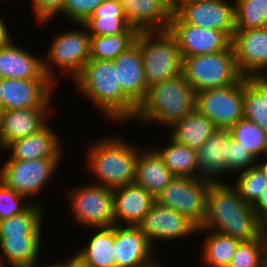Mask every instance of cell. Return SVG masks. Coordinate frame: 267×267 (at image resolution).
Masks as SVG:
<instances>
[{
  "mask_svg": "<svg viewBox=\"0 0 267 267\" xmlns=\"http://www.w3.org/2000/svg\"><path fill=\"white\" fill-rule=\"evenodd\" d=\"M199 228L250 241L265 232V223L253 205L245 203L231 184L217 182L209 185L206 214Z\"/></svg>",
  "mask_w": 267,
  "mask_h": 267,
  "instance_id": "obj_1",
  "label": "cell"
},
{
  "mask_svg": "<svg viewBox=\"0 0 267 267\" xmlns=\"http://www.w3.org/2000/svg\"><path fill=\"white\" fill-rule=\"evenodd\" d=\"M82 96H86L106 121L128 124L134 119L138 106L118 85L117 67L113 60L89 59L81 73L72 80Z\"/></svg>",
  "mask_w": 267,
  "mask_h": 267,
  "instance_id": "obj_2",
  "label": "cell"
},
{
  "mask_svg": "<svg viewBox=\"0 0 267 267\" xmlns=\"http://www.w3.org/2000/svg\"><path fill=\"white\" fill-rule=\"evenodd\" d=\"M125 138L109 135L88 144L86 167L97 185L116 189L134 183L140 146Z\"/></svg>",
  "mask_w": 267,
  "mask_h": 267,
  "instance_id": "obj_3",
  "label": "cell"
},
{
  "mask_svg": "<svg viewBox=\"0 0 267 267\" xmlns=\"http://www.w3.org/2000/svg\"><path fill=\"white\" fill-rule=\"evenodd\" d=\"M196 92L183 73L148 88L134 119L143 123L161 124L169 129L195 110Z\"/></svg>",
  "mask_w": 267,
  "mask_h": 267,
  "instance_id": "obj_4",
  "label": "cell"
},
{
  "mask_svg": "<svg viewBox=\"0 0 267 267\" xmlns=\"http://www.w3.org/2000/svg\"><path fill=\"white\" fill-rule=\"evenodd\" d=\"M135 43L140 47L148 88L182 73L177 40L169 30L139 31Z\"/></svg>",
  "mask_w": 267,
  "mask_h": 267,
  "instance_id": "obj_5",
  "label": "cell"
},
{
  "mask_svg": "<svg viewBox=\"0 0 267 267\" xmlns=\"http://www.w3.org/2000/svg\"><path fill=\"white\" fill-rule=\"evenodd\" d=\"M182 73L196 93L233 85L243 77L237 68L232 46L213 54L185 57Z\"/></svg>",
  "mask_w": 267,
  "mask_h": 267,
  "instance_id": "obj_6",
  "label": "cell"
},
{
  "mask_svg": "<svg viewBox=\"0 0 267 267\" xmlns=\"http://www.w3.org/2000/svg\"><path fill=\"white\" fill-rule=\"evenodd\" d=\"M78 25L82 30L56 34L43 59L44 73L55 84L58 82L57 74L54 75L56 69L59 68L64 75L66 72L67 77L74 80L90 59V34L83 23H77V27Z\"/></svg>",
  "mask_w": 267,
  "mask_h": 267,
  "instance_id": "obj_7",
  "label": "cell"
},
{
  "mask_svg": "<svg viewBox=\"0 0 267 267\" xmlns=\"http://www.w3.org/2000/svg\"><path fill=\"white\" fill-rule=\"evenodd\" d=\"M77 187L67 191L69 210L76 225L83 228L115 225L113 189L96 182Z\"/></svg>",
  "mask_w": 267,
  "mask_h": 267,
  "instance_id": "obj_8",
  "label": "cell"
},
{
  "mask_svg": "<svg viewBox=\"0 0 267 267\" xmlns=\"http://www.w3.org/2000/svg\"><path fill=\"white\" fill-rule=\"evenodd\" d=\"M62 157L35 160H6L0 169V181L19 195L30 199L46 188L48 180L58 170Z\"/></svg>",
  "mask_w": 267,
  "mask_h": 267,
  "instance_id": "obj_9",
  "label": "cell"
},
{
  "mask_svg": "<svg viewBox=\"0 0 267 267\" xmlns=\"http://www.w3.org/2000/svg\"><path fill=\"white\" fill-rule=\"evenodd\" d=\"M210 183L201 178L174 177L155 196V202L184 215L199 228L206 214V196Z\"/></svg>",
  "mask_w": 267,
  "mask_h": 267,
  "instance_id": "obj_10",
  "label": "cell"
},
{
  "mask_svg": "<svg viewBox=\"0 0 267 267\" xmlns=\"http://www.w3.org/2000/svg\"><path fill=\"white\" fill-rule=\"evenodd\" d=\"M244 76L235 84L196 93L195 109L219 129H229L243 118Z\"/></svg>",
  "mask_w": 267,
  "mask_h": 267,
  "instance_id": "obj_11",
  "label": "cell"
},
{
  "mask_svg": "<svg viewBox=\"0 0 267 267\" xmlns=\"http://www.w3.org/2000/svg\"><path fill=\"white\" fill-rule=\"evenodd\" d=\"M177 40L182 60L185 57L213 54L231 47L232 39L223 31L185 24L175 13L168 29Z\"/></svg>",
  "mask_w": 267,
  "mask_h": 267,
  "instance_id": "obj_12",
  "label": "cell"
},
{
  "mask_svg": "<svg viewBox=\"0 0 267 267\" xmlns=\"http://www.w3.org/2000/svg\"><path fill=\"white\" fill-rule=\"evenodd\" d=\"M55 86L50 79H2L3 110L52 109Z\"/></svg>",
  "mask_w": 267,
  "mask_h": 267,
  "instance_id": "obj_13",
  "label": "cell"
},
{
  "mask_svg": "<svg viewBox=\"0 0 267 267\" xmlns=\"http://www.w3.org/2000/svg\"><path fill=\"white\" fill-rule=\"evenodd\" d=\"M138 226L152 248L157 241L180 240L197 234L198 230V227L187 217L156 202Z\"/></svg>",
  "mask_w": 267,
  "mask_h": 267,
  "instance_id": "obj_14",
  "label": "cell"
},
{
  "mask_svg": "<svg viewBox=\"0 0 267 267\" xmlns=\"http://www.w3.org/2000/svg\"><path fill=\"white\" fill-rule=\"evenodd\" d=\"M231 46L243 76L262 77L267 72V27L235 30Z\"/></svg>",
  "mask_w": 267,
  "mask_h": 267,
  "instance_id": "obj_15",
  "label": "cell"
},
{
  "mask_svg": "<svg viewBox=\"0 0 267 267\" xmlns=\"http://www.w3.org/2000/svg\"><path fill=\"white\" fill-rule=\"evenodd\" d=\"M175 14L196 27L225 32L231 39L235 32L234 3L228 0H203L181 6Z\"/></svg>",
  "mask_w": 267,
  "mask_h": 267,
  "instance_id": "obj_16",
  "label": "cell"
},
{
  "mask_svg": "<svg viewBox=\"0 0 267 267\" xmlns=\"http://www.w3.org/2000/svg\"><path fill=\"white\" fill-rule=\"evenodd\" d=\"M115 267H151L159 262L139 226L114 225Z\"/></svg>",
  "mask_w": 267,
  "mask_h": 267,
  "instance_id": "obj_17",
  "label": "cell"
},
{
  "mask_svg": "<svg viewBox=\"0 0 267 267\" xmlns=\"http://www.w3.org/2000/svg\"><path fill=\"white\" fill-rule=\"evenodd\" d=\"M53 109H12L0 113V150L11 142L28 137L43 128Z\"/></svg>",
  "mask_w": 267,
  "mask_h": 267,
  "instance_id": "obj_18",
  "label": "cell"
},
{
  "mask_svg": "<svg viewBox=\"0 0 267 267\" xmlns=\"http://www.w3.org/2000/svg\"><path fill=\"white\" fill-rule=\"evenodd\" d=\"M231 139L228 129L217 128L196 151L198 178L206 179L211 183L223 182L222 176L228 174L227 145Z\"/></svg>",
  "mask_w": 267,
  "mask_h": 267,
  "instance_id": "obj_19",
  "label": "cell"
},
{
  "mask_svg": "<svg viewBox=\"0 0 267 267\" xmlns=\"http://www.w3.org/2000/svg\"><path fill=\"white\" fill-rule=\"evenodd\" d=\"M115 225L138 226L155 203V197L135 183L113 189Z\"/></svg>",
  "mask_w": 267,
  "mask_h": 267,
  "instance_id": "obj_20",
  "label": "cell"
},
{
  "mask_svg": "<svg viewBox=\"0 0 267 267\" xmlns=\"http://www.w3.org/2000/svg\"><path fill=\"white\" fill-rule=\"evenodd\" d=\"M129 24L138 31L168 30L172 12L169 0H117Z\"/></svg>",
  "mask_w": 267,
  "mask_h": 267,
  "instance_id": "obj_21",
  "label": "cell"
},
{
  "mask_svg": "<svg viewBox=\"0 0 267 267\" xmlns=\"http://www.w3.org/2000/svg\"><path fill=\"white\" fill-rule=\"evenodd\" d=\"M60 136L47 123L38 132L9 143L3 150L10 156L6 160H35L62 157Z\"/></svg>",
  "mask_w": 267,
  "mask_h": 267,
  "instance_id": "obj_22",
  "label": "cell"
},
{
  "mask_svg": "<svg viewBox=\"0 0 267 267\" xmlns=\"http://www.w3.org/2000/svg\"><path fill=\"white\" fill-rule=\"evenodd\" d=\"M113 63L117 67L118 85L139 106L148 92L140 47L135 43L115 58Z\"/></svg>",
  "mask_w": 267,
  "mask_h": 267,
  "instance_id": "obj_23",
  "label": "cell"
},
{
  "mask_svg": "<svg viewBox=\"0 0 267 267\" xmlns=\"http://www.w3.org/2000/svg\"><path fill=\"white\" fill-rule=\"evenodd\" d=\"M13 42L0 47V78L49 79L43 70V59Z\"/></svg>",
  "mask_w": 267,
  "mask_h": 267,
  "instance_id": "obj_24",
  "label": "cell"
},
{
  "mask_svg": "<svg viewBox=\"0 0 267 267\" xmlns=\"http://www.w3.org/2000/svg\"><path fill=\"white\" fill-rule=\"evenodd\" d=\"M83 24L90 36L139 33L129 24L123 7L117 0H104Z\"/></svg>",
  "mask_w": 267,
  "mask_h": 267,
  "instance_id": "obj_25",
  "label": "cell"
},
{
  "mask_svg": "<svg viewBox=\"0 0 267 267\" xmlns=\"http://www.w3.org/2000/svg\"><path fill=\"white\" fill-rule=\"evenodd\" d=\"M43 235H0V264L31 267L38 264Z\"/></svg>",
  "mask_w": 267,
  "mask_h": 267,
  "instance_id": "obj_26",
  "label": "cell"
},
{
  "mask_svg": "<svg viewBox=\"0 0 267 267\" xmlns=\"http://www.w3.org/2000/svg\"><path fill=\"white\" fill-rule=\"evenodd\" d=\"M142 150L140 148L138 152L134 183L155 197L175 176L155 149Z\"/></svg>",
  "mask_w": 267,
  "mask_h": 267,
  "instance_id": "obj_27",
  "label": "cell"
},
{
  "mask_svg": "<svg viewBox=\"0 0 267 267\" xmlns=\"http://www.w3.org/2000/svg\"><path fill=\"white\" fill-rule=\"evenodd\" d=\"M170 129V138L179 144L198 150L202 144L217 130L206 116L196 109L186 117L174 123Z\"/></svg>",
  "mask_w": 267,
  "mask_h": 267,
  "instance_id": "obj_28",
  "label": "cell"
},
{
  "mask_svg": "<svg viewBox=\"0 0 267 267\" xmlns=\"http://www.w3.org/2000/svg\"><path fill=\"white\" fill-rule=\"evenodd\" d=\"M90 229L96 230V233L91 236L87 245L76 251V253L90 267H115L114 225Z\"/></svg>",
  "mask_w": 267,
  "mask_h": 267,
  "instance_id": "obj_29",
  "label": "cell"
},
{
  "mask_svg": "<svg viewBox=\"0 0 267 267\" xmlns=\"http://www.w3.org/2000/svg\"><path fill=\"white\" fill-rule=\"evenodd\" d=\"M243 118L267 132V79L244 76Z\"/></svg>",
  "mask_w": 267,
  "mask_h": 267,
  "instance_id": "obj_30",
  "label": "cell"
},
{
  "mask_svg": "<svg viewBox=\"0 0 267 267\" xmlns=\"http://www.w3.org/2000/svg\"><path fill=\"white\" fill-rule=\"evenodd\" d=\"M205 234L207 232L204 242L202 241V261L206 266L211 267H228L229 263L235 254L236 248L241 242L240 240L233 238L231 236H226L221 233L204 230L203 228H198L199 232Z\"/></svg>",
  "mask_w": 267,
  "mask_h": 267,
  "instance_id": "obj_31",
  "label": "cell"
},
{
  "mask_svg": "<svg viewBox=\"0 0 267 267\" xmlns=\"http://www.w3.org/2000/svg\"><path fill=\"white\" fill-rule=\"evenodd\" d=\"M163 149H156L163 162L175 177L198 178L196 150L169 139Z\"/></svg>",
  "mask_w": 267,
  "mask_h": 267,
  "instance_id": "obj_32",
  "label": "cell"
},
{
  "mask_svg": "<svg viewBox=\"0 0 267 267\" xmlns=\"http://www.w3.org/2000/svg\"><path fill=\"white\" fill-rule=\"evenodd\" d=\"M42 204L34 201L23 213L1 220L0 235H42L46 207Z\"/></svg>",
  "mask_w": 267,
  "mask_h": 267,
  "instance_id": "obj_33",
  "label": "cell"
},
{
  "mask_svg": "<svg viewBox=\"0 0 267 267\" xmlns=\"http://www.w3.org/2000/svg\"><path fill=\"white\" fill-rule=\"evenodd\" d=\"M139 33L90 36V59L114 60L136 42Z\"/></svg>",
  "mask_w": 267,
  "mask_h": 267,
  "instance_id": "obj_34",
  "label": "cell"
},
{
  "mask_svg": "<svg viewBox=\"0 0 267 267\" xmlns=\"http://www.w3.org/2000/svg\"><path fill=\"white\" fill-rule=\"evenodd\" d=\"M232 139L240 142L256 160L263 158L267 147V132L254 122L242 118L228 129Z\"/></svg>",
  "mask_w": 267,
  "mask_h": 267,
  "instance_id": "obj_35",
  "label": "cell"
},
{
  "mask_svg": "<svg viewBox=\"0 0 267 267\" xmlns=\"http://www.w3.org/2000/svg\"><path fill=\"white\" fill-rule=\"evenodd\" d=\"M235 30L266 27L267 0H235Z\"/></svg>",
  "mask_w": 267,
  "mask_h": 267,
  "instance_id": "obj_36",
  "label": "cell"
},
{
  "mask_svg": "<svg viewBox=\"0 0 267 267\" xmlns=\"http://www.w3.org/2000/svg\"><path fill=\"white\" fill-rule=\"evenodd\" d=\"M232 186L245 203L254 205L267 189V176L255 165L240 172Z\"/></svg>",
  "mask_w": 267,
  "mask_h": 267,
  "instance_id": "obj_37",
  "label": "cell"
},
{
  "mask_svg": "<svg viewBox=\"0 0 267 267\" xmlns=\"http://www.w3.org/2000/svg\"><path fill=\"white\" fill-rule=\"evenodd\" d=\"M264 233L256 239L241 241L228 267H263Z\"/></svg>",
  "mask_w": 267,
  "mask_h": 267,
  "instance_id": "obj_38",
  "label": "cell"
},
{
  "mask_svg": "<svg viewBox=\"0 0 267 267\" xmlns=\"http://www.w3.org/2000/svg\"><path fill=\"white\" fill-rule=\"evenodd\" d=\"M19 195L0 181V221L18 215L27 210L33 203Z\"/></svg>",
  "mask_w": 267,
  "mask_h": 267,
  "instance_id": "obj_39",
  "label": "cell"
},
{
  "mask_svg": "<svg viewBox=\"0 0 267 267\" xmlns=\"http://www.w3.org/2000/svg\"><path fill=\"white\" fill-rule=\"evenodd\" d=\"M104 0H65L61 9V15L70 21L83 23Z\"/></svg>",
  "mask_w": 267,
  "mask_h": 267,
  "instance_id": "obj_40",
  "label": "cell"
},
{
  "mask_svg": "<svg viewBox=\"0 0 267 267\" xmlns=\"http://www.w3.org/2000/svg\"><path fill=\"white\" fill-rule=\"evenodd\" d=\"M228 147V174L246 171L256 165V159L241 145L240 142L231 139Z\"/></svg>",
  "mask_w": 267,
  "mask_h": 267,
  "instance_id": "obj_41",
  "label": "cell"
},
{
  "mask_svg": "<svg viewBox=\"0 0 267 267\" xmlns=\"http://www.w3.org/2000/svg\"><path fill=\"white\" fill-rule=\"evenodd\" d=\"M65 0H32V10L35 22L39 25H46L53 17L61 13ZM51 19V20H50Z\"/></svg>",
  "mask_w": 267,
  "mask_h": 267,
  "instance_id": "obj_42",
  "label": "cell"
},
{
  "mask_svg": "<svg viewBox=\"0 0 267 267\" xmlns=\"http://www.w3.org/2000/svg\"><path fill=\"white\" fill-rule=\"evenodd\" d=\"M68 258L53 264L55 267H90L77 253H75L73 256L71 254V256Z\"/></svg>",
  "mask_w": 267,
  "mask_h": 267,
  "instance_id": "obj_43",
  "label": "cell"
},
{
  "mask_svg": "<svg viewBox=\"0 0 267 267\" xmlns=\"http://www.w3.org/2000/svg\"><path fill=\"white\" fill-rule=\"evenodd\" d=\"M259 218L266 223L267 222V189L261 194L260 198L253 205Z\"/></svg>",
  "mask_w": 267,
  "mask_h": 267,
  "instance_id": "obj_44",
  "label": "cell"
},
{
  "mask_svg": "<svg viewBox=\"0 0 267 267\" xmlns=\"http://www.w3.org/2000/svg\"><path fill=\"white\" fill-rule=\"evenodd\" d=\"M11 34L8 26L6 27L4 20L0 17V47L9 44L13 40Z\"/></svg>",
  "mask_w": 267,
  "mask_h": 267,
  "instance_id": "obj_45",
  "label": "cell"
},
{
  "mask_svg": "<svg viewBox=\"0 0 267 267\" xmlns=\"http://www.w3.org/2000/svg\"><path fill=\"white\" fill-rule=\"evenodd\" d=\"M203 0H169V6L172 14H174L181 6L187 5L193 2H199Z\"/></svg>",
  "mask_w": 267,
  "mask_h": 267,
  "instance_id": "obj_46",
  "label": "cell"
},
{
  "mask_svg": "<svg viewBox=\"0 0 267 267\" xmlns=\"http://www.w3.org/2000/svg\"><path fill=\"white\" fill-rule=\"evenodd\" d=\"M265 159V160H263ZM263 159L256 160V165L261 169V171L267 176V158L264 157ZM263 160V161H262Z\"/></svg>",
  "mask_w": 267,
  "mask_h": 267,
  "instance_id": "obj_47",
  "label": "cell"
},
{
  "mask_svg": "<svg viewBox=\"0 0 267 267\" xmlns=\"http://www.w3.org/2000/svg\"><path fill=\"white\" fill-rule=\"evenodd\" d=\"M263 267H267V233L264 232V259Z\"/></svg>",
  "mask_w": 267,
  "mask_h": 267,
  "instance_id": "obj_48",
  "label": "cell"
},
{
  "mask_svg": "<svg viewBox=\"0 0 267 267\" xmlns=\"http://www.w3.org/2000/svg\"><path fill=\"white\" fill-rule=\"evenodd\" d=\"M2 79L0 78V113L3 111V96L1 89Z\"/></svg>",
  "mask_w": 267,
  "mask_h": 267,
  "instance_id": "obj_49",
  "label": "cell"
},
{
  "mask_svg": "<svg viewBox=\"0 0 267 267\" xmlns=\"http://www.w3.org/2000/svg\"><path fill=\"white\" fill-rule=\"evenodd\" d=\"M39 265H40V266H39ZM42 266H43V267H55V265L52 264V263H51L50 265H49V264H46L45 266H44V265H41V264H38V265H36V266H31V267H42Z\"/></svg>",
  "mask_w": 267,
  "mask_h": 267,
  "instance_id": "obj_50",
  "label": "cell"
},
{
  "mask_svg": "<svg viewBox=\"0 0 267 267\" xmlns=\"http://www.w3.org/2000/svg\"><path fill=\"white\" fill-rule=\"evenodd\" d=\"M162 262H158L157 264L151 266V267H163L164 265L161 264Z\"/></svg>",
  "mask_w": 267,
  "mask_h": 267,
  "instance_id": "obj_51",
  "label": "cell"
},
{
  "mask_svg": "<svg viewBox=\"0 0 267 267\" xmlns=\"http://www.w3.org/2000/svg\"><path fill=\"white\" fill-rule=\"evenodd\" d=\"M262 77L267 79V72Z\"/></svg>",
  "mask_w": 267,
  "mask_h": 267,
  "instance_id": "obj_52",
  "label": "cell"
},
{
  "mask_svg": "<svg viewBox=\"0 0 267 267\" xmlns=\"http://www.w3.org/2000/svg\"><path fill=\"white\" fill-rule=\"evenodd\" d=\"M264 157L267 158V147H266V151H265Z\"/></svg>",
  "mask_w": 267,
  "mask_h": 267,
  "instance_id": "obj_53",
  "label": "cell"
},
{
  "mask_svg": "<svg viewBox=\"0 0 267 267\" xmlns=\"http://www.w3.org/2000/svg\"><path fill=\"white\" fill-rule=\"evenodd\" d=\"M265 232L267 233V222L265 223Z\"/></svg>",
  "mask_w": 267,
  "mask_h": 267,
  "instance_id": "obj_54",
  "label": "cell"
}]
</instances>
